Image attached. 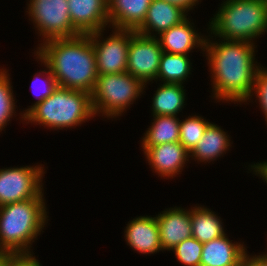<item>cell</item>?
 Here are the masks:
<instances>
[{
	"label": "cell",
	"instance_id": "cell-9",
	"mask_svg": "<svg viewBox=\"0 0 267 266\" xmlns=\"http://www.w3.org/2000/svg\"><path fill=\"white\" fill-rule=\"evenodd\" d=\"M42 165L0 169V206L44 197Z\"/></svg>",
	"mask_w": 267,
	"mask_h": 266
},
{
	"label": "cell",
	"instance_id": "cell-5",
	"mask_svg": "<svg viewBox=\"0 0 267 266\" xmlns=\"http://www.w3.org/2000/svg\"><path fill=\"white\" fill-rule=\"evenodd\" d=\"M221 5L208 28L215 37L253 43L267 32V0H226Z\"/></svg>",
	"mask_w": 267,
	"mask_h": 266
},
{
	"label": "cell",
	"instance_id": "cell-15",
	"mask_svg": "<svg viewBox=\"0 0 267 266\" xmlns=\"http://www.w3.org/2000/svg\"><path fill=\"white\" fill-rule=\"evenodd\" d=\"M186 13L181 7L167 1L152 0L145 20L136 32L144 36L155 37V34L150 31H155L160 35L163 31L185 20L188 16Z\"/></svg>",
	"mask_w": 267,
	"mask_h": 266
},
{
	"label": "cell",
	"instance_id": "cell-16",
	"mask_svg": "<svg viewBox=\"0 0 267 266\" xmlns=\"http://www.w3.org/2000/svg\"><path fill=\"white\" fill-rule=\"evenodd\" d=\"M186 18L180 24L170 27L163 31L158 39L164 52L172 54L188 55L195 47L203 48L205 46L206 36H199L194 26ZM160 37V38H159ZM195 46V47H194Z\"/></svg>",
	"mask_w": 267,
	"mask_h": 266
},
{
	"label": "cell",
	"instance_id": "cell-31",
	"mask_svg": "<svg viewBox=\"0 0 267 266\" xmlns=\"http://www.w3.org/2000/svg\"><path fill=\"white\" fill-rule=\"evenodd\" d=\"M171 4L177 5L184 9L187 13L190 11L193 6H196V4H199V0H164Z\"/></svg>",
	"mask_w": 267,
	"mask_h": 266
},
{
	"label": "cell",
	"instance_id": "cell-29",
	"mask_svg": "<svg viewBox=\"0 0 267 266\" xmlns=\"http://www.w3.org/2000/svg\"><path fill=\"white\" fill-rule=\"evenodd\" d=\"M9 266H41L32 253H6Z\"/></svg>",
	"mask_w": 267,
	"mask_h": 266
},
{
	"label": "cell",
	"instance_id": "cell-7",
	"mask_svg": "<svg viewBox=\"0 0 267 266\" xmlns=\"http://www.w3.org/2000/svg\"><path fill=\"white\" fill-rule=\"evenodd\" d=\"M27 8L43 41L80 35L72 26L68 0H30Z\"/></svg>",
	"mask_w": 267,
	"mask_h": 266
},
{
	"label": "cell",
	"instance_id": "cell-33",
	"mask_svg": "<svg viewBox=\"0 0 267 266\" xmlns=\"http://www.w3.org/2000/svg\"><path fill=\"white\" fill-rule=\"evenodd\" d=\"M0 266H9L8 258L5 255L0 256Z\"/></svg>",
	"mask_w": 267,
	"mask_h": 266
},
{
	"label": "cell",
	"instance_id": "cell-10",
	"mask_svg": "<svg viewBox=\"0 0 267 266\" xmlns=\"http://www.w3.org/2000/svg\"><path fill=\"white\" fill-rule=\"evenodd\" d=\"M162 53L158 37L136 32L129 42L127 72L145 85L156 80Z\"/></svg>",
	"mask_w": 267,
	"mask_h": 266
},
{
	"label": "cell",
	"instance_id": "cell-30",
	"mask_svg": "<svg viewBox=\"0 0 267 266\" xmlns=\"http://www.w3.org/2000/svg\"><path fill=\"white\" fill-rule=\"evenodd\" d=\"M240 266H267V253L263 255H244Z\"/></svg>",
	"mask_w": 267,
	"mask_h": 266
},
{
	"label": "cell",
	"instance_id": "cell-19",
	"mask_svg": "<svg viewBox=\"0 0 267 266\" xmlns=\"http://www.w3.org/2000/svg\"><path fill=\"white\" fill-rule=\"evenodd\" d=\"M230 138L221 127L216 124H210L201 140L189 153V157L197 159V162H209L216 160L218 157L224 155L231 146Z\"/></svg>",
	"mask_w": 267,
	"mask_h": 266
},
{
	"label": "cell",
	"instance_id": "cell-3",
	"mask_svg": "<svg viewBox=\"0 0 267 266\" xmlns=\"http://www.w3.org/2000/svg\"><path fill=\"white\" fill-rule=\"evenodd\" d=\"M43 197L0 206V253H31L48 221Z\"/></svg>",
	"mask_w": 267,
	"mask_h": 266
},
{
	"label": "cell",
	"instance_id": "cell-28",
	"mask_svg": "<svg viewBox=\"0 0 267 266\" xmlns=\"http://www.w3.org/2000/svg\"><path fill=\"white\" fill-rule=\"evenodd\" d=\"M259 100V105L261 106V110L265 115V121L267 122V69L263 66L259 67L255 76V82L252 89V96L254 93Z\"/></svg>",
	"mask_w": 267,
	"mask_h": 266
},
{
	"label": "cell",
	"instance_id": "cell-27",
	"mask_svg": "<svg viewBox=\"0 0 267 266\" xmlns=\"http://www.w3.org/2000/svg\"><path fill=\"white\" fill-rule=\"evenodd\" d=\"M36 58H38V60L40 59V62L43 63L44 66L46 67V70H43V71L39 72V75L38 74H35L34 75L35 77H33L34 79L32 80L33 81L32 82V85H33L32 86V89L35 86H37V84L39 83L38 81H40V79H41L40 78L41 73L42 74L45 73L48 76L46 75L47 78H46V80L43 81V84L45 83V86L44 85L41 86V84H39V86H37L38 89L41 87L40 91L42 89L43 90H42V92H39L40 94L37 93L36 97H37L38 100L36 101V103H34V105L42 102L44 99H46L47 97H49L52 94L53 90L57 87L55 77L53 76V74H52L49 66L38 55L36 56Z\"/></svg>",
	"mask_w": 267,
	"mask_h": 266
},
{
	"label": "cell",
	"instance_id": "cell-13",
	"mask_svg": "<svg viewBox=\"0 0 267 266\" xmlns=\"http://www.w3.org/2000/svg\"><path fill=\"white\" fill-rule=\"evenodd\" d=\"M156 219L159 226L162 250H172L177 244L192 236L191 210L174 207L162 211Z\"/></svg>",
	"mask_w": 267,
	"mask_h": 266
},
{
	"label": "cell",
	"instance_id": "cell-6",
	"mask_svg": "<svg viewBox=\"0 0 267 266\" xmlns=\"http://www.w3.org/2000/svg\"><path fill=\"white\" fill-rule=\"evenodd\" d=\"M145 84L128 72L98 74L91 93L94 114L114 118L121 116L126 108L143 93ZM141 93V94H140Z\"/></svg>",
	"mask_w": 267,
	"mask_h": 266
},
{
	"label": "cell",
	"instance_id": "cell-8",
	"mask_svg": "<svg viewBox=\"0 0 267 266\" xmlns=\"http://www.w3.org/2000/svg\"><path fill=\"white\" fill-rule=\"evenodd\" d=\"M113 29V33L102 41L100 36H102L103 29L89 33L98 74L127 72L129 42L136 31Z\"/></svg>",
	"mask_w": 267,
	"mask_h": 266
},
{
	"label": "cell",
	"instance_id": "cell-4",
	"mask_svg": "<svg viewBox=\"0 0 267 266\" xmlns=\"http://www.w3.org/2000/svg\"><path fill=\"white\" fill-rule=\"evenodd\" d=\"M24 111L20 116L26 123H38L55 130L81 126L95 116L90 93L60 86L42 102Z\"/></svg>",
	"mask_w": 267,
	"mask_h": 266
},
{
	"label": "cell",
	"instance_id": "cell-32",
	"mask_svg": "<svg viewBox=\"0 0 267 266\" xmlns=\"http://www.w3.org/2000/svg\"><path fill=\"white\" fill-rule=\"evenodd\" d=\"M251 169L255 172V175L260 176L262 180H265L267 183V161L260 162V163H254V165H251ZM259 174V175H258Z\"/></svg>",
	"mask_w": 267,
	"mask_h": 266
},
{
	"label": "cell",
	"instance_id": "cell-22",
	"mask_svg": "<svg viewBox=\"0 0 267 266\" xmlns=\"http://www.w3.org/2000/svg\"><path fill=\"white\" fill-rule=\"evenodd\" d=\"M154 119L142 140V147L179 142L180 120L177 116H153Z\"/></svg>",
	"mask_w": 267,
	"mask_h": 266
},
{
	"label": "cell",
	"instance_id": "cell-1",
	"mask_svg": "<svg viewBox=\"0 0 267 266\" xmlns=\"http://www.w3.org/2000/svg\"><path fill=\"white\" fill-rule=\"evenodd\" d=\"M209 40H205L202 50L206 52L212 74L213 97L219 101L247 102L260 67L255 62V44L227 39H221V43Z\"/></svg>",
	"mask_w": 267,
	"mask_h": 266
},
{
	"label": "cell",
	"instance_id": "cell-18",
	"mask_svg": "<svg viewBox=\"0 0 267 266\" xmlns=\"http://www.w3.org/2000/svg\"><path fill=\"white\" fill-rule=\"evenodd\" d=\"M225 235L203 243L200 266H240L247 249Z\"/></svg>",
	"mask_w": 267,
	"mask_h": 266
},
{
	"label": "cell",
	"instance_id": "cell-23",
	"mask_svg": "<svg viewBox=\"0 0 267 266\" xmlns=\"http://www.w3.org/2000/svg\"><path fill=\"white\" fill-rule=\"evenodd\" d=\"M189 55L172 54L164 52L160 58L157 80L163 83L182 84L191 74Z\"/></svg>",
	"mask_w": 267,
	"mask_h": 266
},
{
	"label": "cell",
	"instance_id": "cell-17",
	"mask_svg": "<svg viewBox=\"0 0 267 266\" xmlns=\"http://www.w3.org/2000/svg\"><path fill=\"white\" fill-rule=\"evenodd\" d=\"M151 1L108 0V26L136 31L143 24Z\"/></svg>",
	"mask_w": 267,
	"mask_h": 266
},
{
	"label": "cell",
	"instance_id": "cell-2",
	"mask_svg": "<svg viewBox=\"0 0 267 266\" xmlns=\"http://www.w3.org/2000/svg\"><path fill=\"white\" fill-rule=\"evenodd\" d=\"M39 46L35 55L49 66L57 86L92 93L98 73L89 34L55 38Z\"/></svg>",
	"mask_w": 267,
	"mask_h": 266
},
{
	"label": "cell",
	"instance_id": "cell-14",
	"mask_svg": "<svg viewBox=\"0 0 267 266\" xmlns=\"http://www.w3.org/2000/svg\"><path fill=\"white\" fill-rule=\"evenodd\" d=\"M125 229V240L134 251L142 254L162 251L156 217L139 216L129 221Z\"/></svg>",
	"mask_w": 267,
	"mask_h": 266
},
{
	"label": "cell",
	"instance_id": "cell-12",
	"mask_svg": "<svg viewBox=\"0 0 267 266\" xmlns=\"http://www.w3.org/2000/svg\"><path fill=\"white\" fill-rule=\"evenodd\" d=\"M142 148L149 165L161 177L174 178L182 172L186 160L189 161L187 158H190L189 152L180 142Z\"/></svg>",
	"mask_w": 267,
	"mask_h": 266
},
{
	"label": "cell",
	"instance_id": "cell-24",
	"mask_svg": "<svg viewBox=\"0 0 267 266\" xmlns=\"http://www.w3.org/2000/svg\"><path fill=\"white\" fill-rule=\"evenodd\" d=\"M211 123L200 116H188L183 121H180V137L179 142L190 153L193 148L201 140L207 127Z\"/></svg>",
	"mask_w": 267,
	"mask_h": 266
},
{
	"label": "cell",
	"instance_id": "cell-21",
	"mask_svg": "<svg viewBox=\"0 0 267 266\" xmlns=\"http://www.w3.org/2000/svg\"><path fill=\"white\" fill-rule=\"evenodd\" d=\"M220 218L207 207L191 208L192 236L200 243H206L225 235Z\"/></svg>",
	"mask_w": 267,
	"mask_h": 266
},
{
	"label": "cell",
	"instance_id": "cell-20",
	"mask_svg": "<svg viewBox=\"0 0 267 266\" xmlns=\"http://www.w3.org/2000/svg\"><path fill=\"white\" fill-rule=\"evenodd\" d=\"M152 98L153 116H177L185 105V89L182 84L163 83Z\"/></svg>",
	"mask_w": 267,
	"mask_h": 266
},
{
	"label": "cell",
	"instance_id": "cell-26",
	"mask_svg": "<svg viewBox=\"0 0 267 266\" xmlns=\"http://www.w3.org/2000/svg\"><path fill=\"white\" fill-rule=\"evenodd\" d=\"M203 243L191 236L177 244L172 250L184 266H200Z\"/></svg>",
	"mask_w": 267,
	"mask_h": 266
},
{
	"label": "cell",
	"instance_id": "cell-25",
	"mask_svg": "<svg viewBox=\"0 0 267 266\" xmlns=\"http://www.w3.org/2000/svg\"><path fill=\"white\" fill-rule=\"evenodd\" d=\"M10 79L7 70L0 69V132L16 113Z\"/></svg>",
	"mask_w": 267,
	"mask_h": 266
},
{
	"label": "cell",
	"instance_id": "cell-11",
	"mask_svg": "<svg viewBox=\"0 0 267 266\" xmlns=\"http://www.w3.org/2000/svg\"><path fill=\"white\" fill-rule=\"evenodd\" d=\"M73 28L79 34H89L109 24L108 0H68Z\"/></svg>",
	"mask_w": 267,
	"mask_h": 266
}]
</instances>
